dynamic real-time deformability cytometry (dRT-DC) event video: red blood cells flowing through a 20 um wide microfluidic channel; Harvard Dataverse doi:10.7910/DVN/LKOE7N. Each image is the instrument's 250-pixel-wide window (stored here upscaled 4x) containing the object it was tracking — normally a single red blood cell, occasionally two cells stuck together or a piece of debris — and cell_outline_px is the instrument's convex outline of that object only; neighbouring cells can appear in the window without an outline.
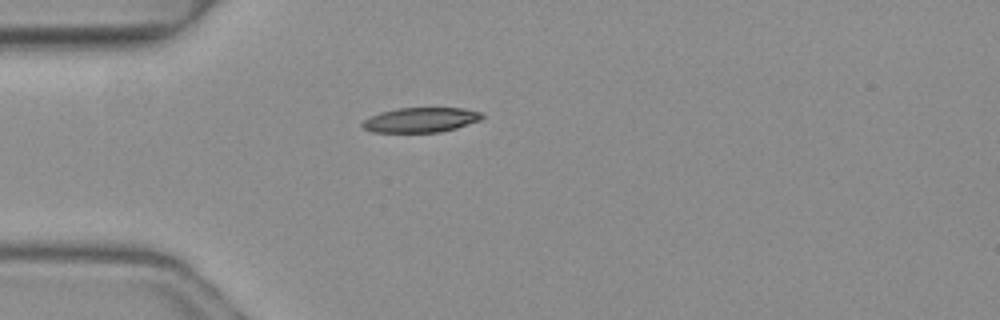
{"species": "common noctule bat (a hibernating species)", "species_latin": "Nyctalus noctula", "temperature_condition": "warm", "stored_images_in_passage": 2, "camera_frame_rate_fps": 3000, "um_per_image_px": 0.085, "animal": {"sex": "female", "body_mass_g": 19.3, "forearm_length_mm": 54.1}, "frame": {"image": 1, "passage_image": 1, "time_ms": 0.0, "image_size_px": [1000, 320], "cell_outline_px": [[484, 116], [480, 120], [456, 128], [440, 132], [372, 132], [364, 128], [360, 124], [364, 120], [380, 112], [396, 108], [464, 108], [484, 112]], "centroid_in_image_um": [35.79, 10.18], "position_along_channel_um": 49.2, "area_um2": 17.34}}